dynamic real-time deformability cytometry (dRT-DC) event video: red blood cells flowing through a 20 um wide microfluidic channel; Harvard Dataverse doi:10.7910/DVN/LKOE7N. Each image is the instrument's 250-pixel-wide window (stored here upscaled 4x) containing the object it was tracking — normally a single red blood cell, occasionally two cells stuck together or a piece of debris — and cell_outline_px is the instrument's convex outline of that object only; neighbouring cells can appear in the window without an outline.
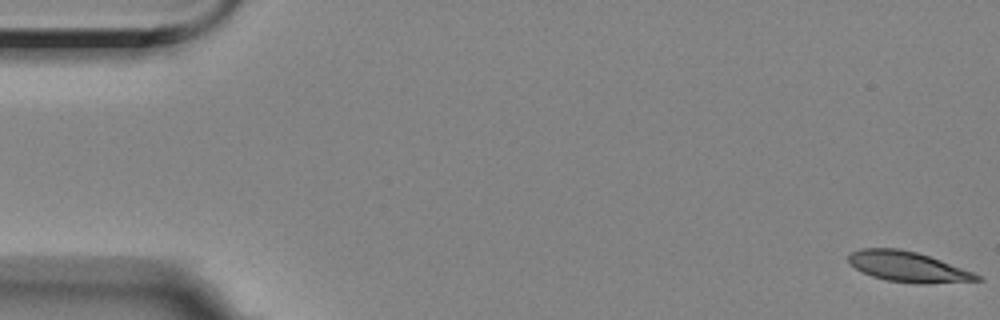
{"species": "Egyptian fruit bat (a non-hibernating species)", "species_latin": "Rousettus aegyptiacus", "temperature_condition": "room temperature", "stored_images_in_passage": 21, "camera_frame_rate_fps": 3000, "um_per_image_px": 0.085, "animal": {"sex": "female"}, "frame": {"image": 1, "passage_image": 1, "time_ms": 0.0, "image_size_px": [1000, 320], "cell_outline_px": [[984, 280], [924, 284], [916, 284], [884, 280], [872, 276], [856, 268], [848, 260], [848, 256], [852, 252], [860, 248], [900, 248], [916, 252], [940, 260], [984, 276]], "centroid_in_image_um": [77.21, 22.68], "position_along_channel_um": 7.8, "area_um2": 22.72}}
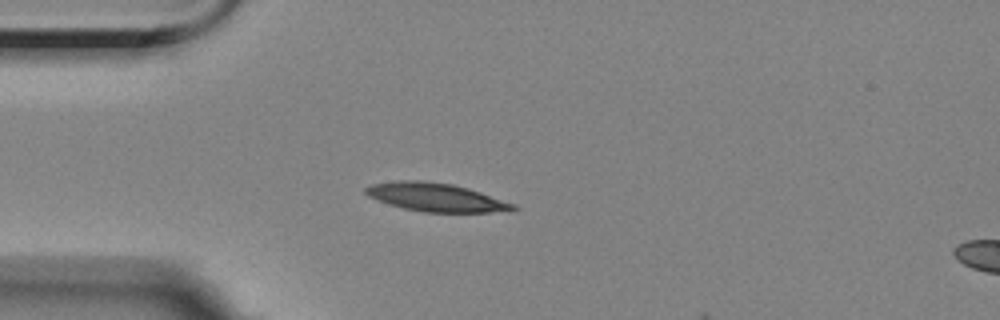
{"frame": {"image": 2, "passage_image": 15, "time_ms": 4.667, "image_size_px": [1000, 320], "cell_outline_px": [[520, 208], [508, 212], [424, 212], [404, 208], [388, 204], [368, 196], [364, 192], [364, 188], [372, 184], [396, 180], [420, 180], [452, 184], [468, 188], [516, 204]], "centroid_in_image_um": [37.08, 16.77], "position_along_channel_um": 47.9, "area_um2": 24.51}}
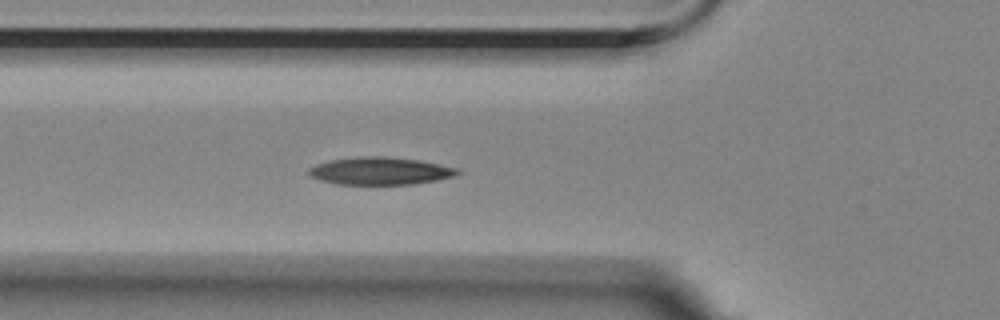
{"frame": {"image": 3, "passage_image": 20, "time_ms": 6.333, "image_size_px": [1000, 320], "cell_outline_px": [[464, 172], [456, 176], [436, 180], [412, 184], [336, 184], [320, 180], [312, 176], [308, 172], [308, 168], [316, 164], [328, 160], [360, 156], [384, 156], [420, 160], [460, 168]], "centroid_in_image_um": [32.36, 14.52], "position_along_channel_um": 93.4, "area_um2": 24.1}}